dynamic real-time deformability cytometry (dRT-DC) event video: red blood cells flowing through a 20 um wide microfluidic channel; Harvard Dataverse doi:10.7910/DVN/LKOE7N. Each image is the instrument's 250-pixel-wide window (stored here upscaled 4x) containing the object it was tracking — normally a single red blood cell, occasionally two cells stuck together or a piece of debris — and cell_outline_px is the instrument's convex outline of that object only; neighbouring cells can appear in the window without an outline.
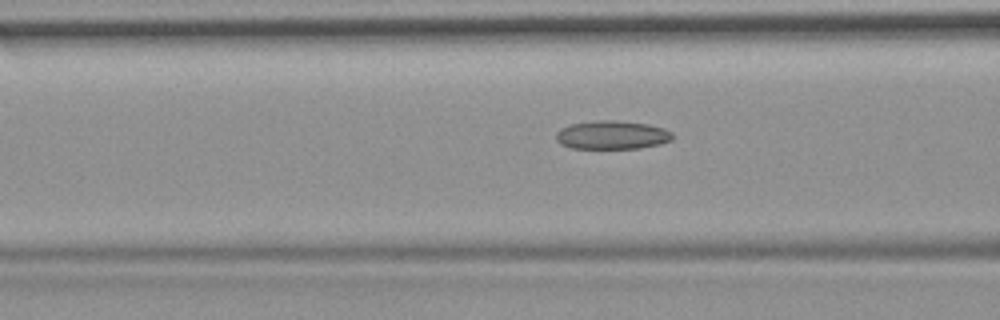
{"species": "common noctule bat (a hibernating species)", "species_latin": "Nyctalus noctula", "temperature_condition": "room temperature", "stored_images_in_passage": 44, "camera_frame_rate_fps": 3000, "um_per_image_px": 0.085, "animal": {"sex": "female", "body_mass_g": 19.9}, "frame": {"image": 1, "passage_image": 18, "time_ms": 5.667, "image_size_px": [1000, 320], "cell_outline_px": [[672, 140], [660, 144], [640, 148], [568, 148], [560, 144], [556, 140], [556, 132], [560, 128], [572, 124], [600, 120], [616, 120], [648, 124], [664, 128], [672, 132]], "centroid_in_image_um": [52.01, 11.47], "position_along_channel_um": 114.6, "area_um2": 19.42}}
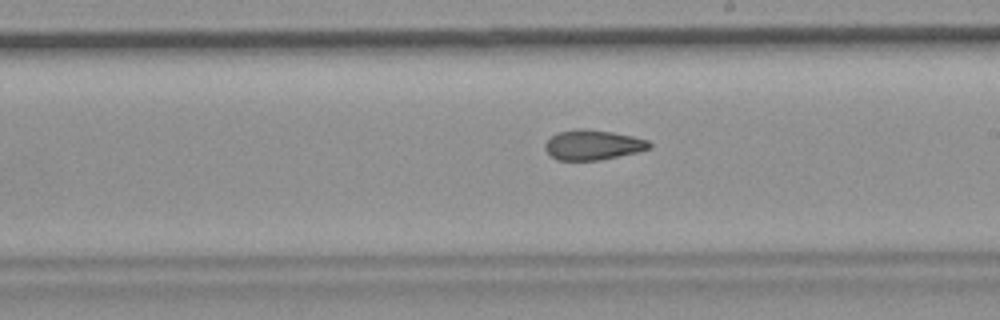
{"frame": {"image": 2, "passage_image": 28, "time_ms": 9.0, "image_size_px": [1000, 320], "cell_outline_px": [[652, 148], [636, 152], [600, 160], [556, 160], [544, 148], [544, 144], [556, 132], [576, 128], [584, 128], [612, 132], [632, 136], [648, 140], [652, 144]], "centroid_in_image_um": [50.38, 12.3], "position_along_channel_um": 238.6, "area_um2": 18.26}}
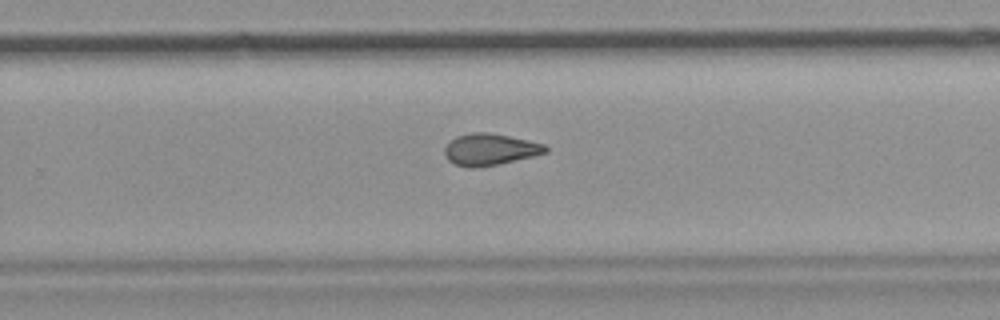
{"frame": {"image": 3, "passage_image": 32, "time_ms": 10.333, "image_size_px": [1000, 320], "cell_outline_px": [[548, 152], [532, 156], [496, 164], [476, 168], [468, 168], [456, 164], [448, 160], [444, 152], [444, 148], [456, 136], [472, 132], [488, 132], [528, 140], [544, 144], [548, 148]], "centroid_in_image_um": [41.63, 12.7], "position_along_channel_um": 288.2, "area_um2": 18.38}, "authors_computed_cell_mechanics": {"area_um2": 19.0451, "velocity_mm_per_s": 3.7317, "shape_relaxation_time_tau1_ms": null, "shape_relaxation_time_tau2_ms": 3.704, "deformation_change_tau1": null, "deformation_change_tau2": 0.0997}}